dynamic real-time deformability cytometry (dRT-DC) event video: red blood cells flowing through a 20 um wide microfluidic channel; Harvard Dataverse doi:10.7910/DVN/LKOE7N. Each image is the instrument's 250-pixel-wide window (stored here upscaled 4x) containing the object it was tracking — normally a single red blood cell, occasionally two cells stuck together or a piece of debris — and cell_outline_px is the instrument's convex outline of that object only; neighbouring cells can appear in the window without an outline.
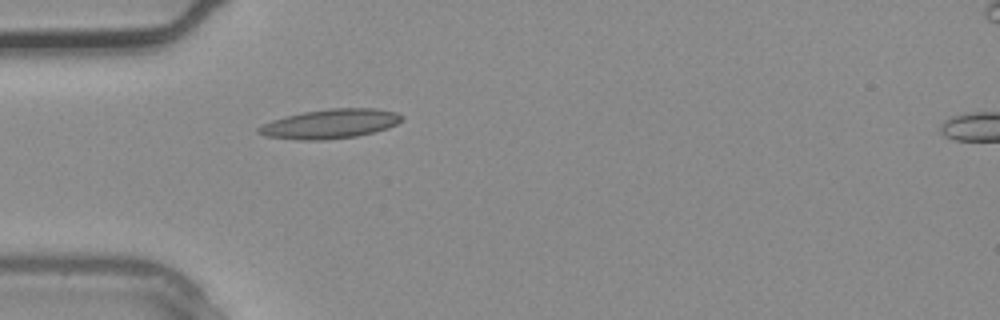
{"species": "common noctule bat (a hibernating species)", "species_latin": "Nyctalus noctula", "temperature_condition": "warm", "stored_images_in_passage": 4, "camera_frame_rate_fps": 3000, "um_per_image_px": 0.085, "animal": {"sex": "male", "body_mass_g": 20.4}, "frame": {"image": 1, "passage_image": 4, "time_ms": 1.0, "image_size_px": [1000, 320], "cell_outline_px": [[404, 120], [388, 128], [356, 136], [324, 140], [300, 140], [264, 136], [256, 132], [256, 128], [272, 120], [304, 112], [328, 108], [376, 108], [396, 112], [404, 116]], "centroid_in_image_um": [28.09, 10.52], "position_along_channel_um": 56.9, "area_um2": 24.51}}